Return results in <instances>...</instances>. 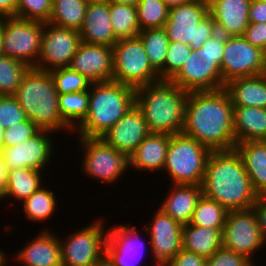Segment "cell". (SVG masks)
<instances>
[{
	"label": "cell",
	"mask_w": 266,
	"mask_h": 266,
	"mask_svg": "<svg viewBox=\"0 0 266 266\" xmlns=\"http://www.w3.org/2000/svg\"><path fill=\"white\" fill-rule=\"evenodd\" d=\"M53 0H17L16 16L28 20L48 22Z\"/></svg>",
	"instance_id": "40"
},
{
	"label": "cell",
	"mask_w": 266,
	"mask_h": 266,
	"mask_svg": "<svg viewBox=\"0 0 266 266\" xmlns=\"http://www.w3.org/2000/svg\"><path fill=\"white\" fill-rule=\"evenodd\" d=\"M17 0H0V16H16Z\"/></svg>",
	"instance_id": "50"
},
{
	"label": "cell",
	"mask_w": 266,
	"mask_h": 266,
	"mask_svg": "<svg viewBox=\"0 0 266 266\" xmlns=\"http://www.w3.org/2000/svg\"><path fill=\"white\" fill-rule=\"evenodd\" d=\"M209 14L214 19L218 33L243 36L249 25L252 0H207Z\"/></svg>",
	"instance_id": "21"
},
{
	"label": "cell",
	"mask_w": 266,
	"mask_h": 266,
	"mask_svg": "<svg viewBox=\"0 0 266 266\" xmlns=\"http://www.w3.org/2000/svg\"><path fill=\"white\" fill-rule=\"evenodd\" d=\"M40 130L35 123L26 118L23 122L4 130L3 148L15 146L36 135Z\"/></svg>",
	"instance_id": "43"
},
{
	"label": "cell",
	"mask_w": 266,
	"mask_h": 266,
	"mask_svg": "<svg viewBox=\"0 0 266 266\" xmlns=\"http://www.w3.org/2000/svg\"><path fill=\"white\" fill-rule=\"evenodd\" d=\"M251 208L256 215L261 235L266 244V197H259Z\"/></svg>",
	"instance_id": "48"
},
{
	"label": "cell",
	"mask_w": 266,
	"mask_h": 266,
	"mask_svg": "<svg viewBox=\"0 0 266 266\" xmlns=\"http://www.w3.org/2000/svg\"><path fill=\"white\" fill-rule=\"evenodd\" d=\"M136 10L140 31L163 28L169 15V8L162 0H140Z\"/></svg>",
	"instance_id": "37"
},
{
	"label": "cell",
	"mask_w": 266,
	"mask_h": 266,
	"mask_svg": "<svg viewBox=\"0 0 266 266\" xmlns=\"http://www.w3.org/2000/svg\"><path fill=\"white\" fill-rule=\"evenodd\" d=\"M46 188L47 186L44 187L42 185L37 191L20 203H23L21 205L23 206L22 210H24L25 216L30 221H46L56 212L57 200L55 192Z\"/></svg>",
	"instance_id": "34"
},
{
	"label": "cell",
	"mask_w": 266,
	"mask_h": 266,
	"mask_svg": "<svg viewBox=\"0 0 266 266\" xmlns=\"http://www.w3.org/2000/svg\"><path fill=\"white\" fill-rule=\"evenodd\" d=\"M43 172L30 168L8 171L7 186L0 195V200L3 202L2 199L14 198V200L21 203L45 183L41 179Z\"/></svg>",
	"instance_id": "30"
},
{
	"label": "cell",
	"mask_w": 266,
	"mask_h": 266,
	"mask_svg": "<svg viewBox=\"0 0 266 266\" xmlns=\"http://www.w3.org/2000/svg\"><path fill=\"white\" fill-rule=\"evenodd\" d=\"M233 107L236 144L247 141H266V108Z\"/></svg>",
	"instance_id": "28"
},
{
	"label": "cell",
	"mask_w": 266,
	"mask_h": 266,
	"mask_svg": "<svg viewBox=\"0 0 266 266\" xmlns=\"http://www.w3.org/2000/svg\"><path fill=\"white\" fill-rule=\"evenodd\" d=\"M224 88L233 106L266 108V73L233 79Z\"/></svg>",
	"instance_id": "27"
},
{
	"label": "cell",
	"mask_w": 266,
	"mask_h": 266,
	"mask_svg": "<svg viewBox=\"0 0 266 266\" xmlns=\"http://www.w3.org/2000/svg\"><path fill=\"white\" fill-rule=\"evenodd\" d=\"M146 50L152 67L159 73L160 80H164V63L170 40L164 28L141 30L138 34Z\"/></svg>",
	"instance_id": "32"
},
{
	"label": "cell",
	"mask_w": 266,
	"mask_h": 266,
	"mask_svg": "<svg viewBox=\"0 0 266 266\" xmlns=\"http://www.w3.org/2000/svg\"><path fill=\"white\" fill-rule=\"evenodd\" d=\"M79 33L82 42L112 47L118 40L110 20V2L89 0Z\"/></svg>",
	"instance_id": "22"
},
{
	"label": "cell",
	"mask_w": 266,
	"mask_h": 266,
	"mask_svg": "<svg viewBox=\"0 0 266 266\" xmlns=\"http://www.w3.org/2000/svg\"><path fill=\"white\" fill-rule=\"evenodd\" d=\"M203 194L200 185L173 184L159 208L182 225L190 223L198 200Z\"/></svg>",
	"instance_id": "25"
},
{
	"label": "cell",
	"mask_w": 266,
	"mask_h": 266,
	"mask_svg": "<svg viewBox=\"0 0 266 266\" xmlns=\"http://www.w3.org/2000/svg\"><path fill=\"white\" fill-rule=\"evenodd\" d=\"M8 257L6 256L5 252L0 250V265L6 260Z\"/></svg>",
	"instance_id": "57"
},
{
	"label": "cell",
	"mask_w": 266,
	"mask_h": 266,
	"mask_svg": "<svg viewBox=\"0 0 266 266\" xmlns=\"http://www.w3.org/2000/svg\"><path fill=\"white\" fill-rule=\"evenodd\" d=\"M228 210L202 194L195 207L190 224L205 228H224Z\"/></svg>",
	"instance_id": "36"
},
{
	"label": "cell",
	"mask_w": 266,
	"mask_h": 266,
	"mask_svg": "<svg viewBox=\"0 0 266 266\" xmlns=\"http://www.w3.org/2000/svg\"><path fill=\"white\" fill-rule=\"evenodd\" d=\"M55 234L49 229L40 230L16 253V261L21 262L22 266H62L60 240Z\"/></svg>",
	"instance_id": "23"
},
{
	"label": "cell",
	"mask_w": 266,
	"mask_h": 266,
	"mask_svg": "<svg viewBox=\"0 0 266 266\" xmlns=\"http://www.w3.org/2000/svg\"><path fill=\"white\" fill-rule=\"evenodd\" d=\"M191 52L190 45L170 42L164 63V80H171L179 72Z\"/></svg>",
	"instance_id": "41"
},
{
	"label": "cell",
	"mask_w": 266,
	"mask_h": 266,
	"mask_svg": "<svg viewBox=\"0 0 266 266\" xmlns=\"http://www.w3.org/2000/svg\"><path fill=\"white\" fill-rule=\"evenodd\" d=\"M189 92L212 91L223 88L221 67L192 51L179 72L170 80Z\"/></svg>",
	"instance_id": "17"
},
{
	"label": "cell",
	"mask_w": 266,
	"mask_h": 266,
	"mask_svg": "<svg viewBox=\"0 0 266 266\" xmlns=\"http://www.w3.org/2000/svg\"><path fill=\"white\" fill-rule=\"evenodd\" d=\"M112 49L113 81L134 89L160 81L139 36L118 40Z\"/></svg>",
	"instance_id": "8"
},
{
	"label": "cell",
	"mask_w": 266,
	"mask_h": 266,
	"mask_svg": "<svg viewBox=\"0 0 266 266\" xmlns=\"http://www.w3.org/2000/svg\"><path fill=\"white\" fill-rule=\"evenodd\" d=\"M163 28L170 42L185 43L195 52L217 33L214 19L209 14L207 0H195L170 8Z\"/></svg>",
	"instance_id": "7"
},
{
	"label": "cell",
	"mask_w": 266,
	"mask_h": 266,
	"mask_svg": "<svg viewBox=\"0 0 266 266\" xmlns=\"http://www.w3.org/2000/svg\"><path fill=\"white\" fill-rule=\"evenodd\" d=\"M244 255L221 247L206 259V266H256Z\"/></svg>",
	"instance_id": "44"
},
{
	"label": "cell",
	"mask_w": 266,
	"mask_h": 266,
	"mask_svg": "<svg viewBox=\"0 0 266 266\" xmlns=\"http://www.w3.org/2000/svg\"><path fill=\"white\" fill-rule=\"evenodd\" d=\"M266 73V53L252 46L243 36L226 37L221 74L223 88L236 78L252 77Z\"/></svg>",
	"instance_id": "12"
},
{
	"label": "cell",
	"mask_w": 266,
	"mask_h": 266,
	"mask_svg": "<svg viewBox=\"0 0 266 266\" xmlns=\"http://www.w3.org/2000/svg\"><path fill=\"white\" fill-rule=\"evenodd\" d=\"M163 266H206V258L181 249L173 259L166 262Z\"/></svg>",
	"instance_id": "47"
},
{
	"label": "cell",
	"mask_w": 266,
	"mask_h": 266,
	"mask_svg": "<svg viewBox=\"0 0 266 266\" xmlns=\"http://www.w3.org/2000/svg\"><path fill=\"white\" fill-rule=\"evenodd\" d=\"M23 62L12 57L0 56V95H14L22 77L28 71Z\"/></svg>",
	"instance_id": "38"
},
{
	"label": "cell",
	"mask_w": 266,
	"mask_h": 266,
	"mask_svg": "<svg viewBox=\"0 0 266 266\" xmlns=\"http://www.w3.org/2000/svg\"><path fill=\"white\" fill-rule=\"evenodd\" d=\"M225 40L226 36L217 32L196 51V54L207 60H214L221 67Z\"/></svg>",
	"instance_id": "45"
},
{
	"label": "cell",
	"mask_w": 266,
	"mask_h": 266,
	"mask_svg": "<svg viewBox=\"0 0 266 266\" xmlns=\"http://www.w3.org/2000/svg\"><path fill=\"white\" fill-rule=\"evenodd\" d=\"M211 150L184 133L171 134L163 170L172 184L202 186Z\"/></svg>",
	"instance_id": "6"
},
{
	"label": "cell",
	"mask_w": 266,
	"mask_h": 266,
	"mask_svg": "<svg viewBox=\"0 0 266 266\" xmlns=\"http://www.w3.org/2000/svg\"><path fill=\"white\" fill-rule=\"evenodd\" d=\"M26 118L41 130L73 132L59 111V94L49 71L29 68L13 95Z\"/></svg>",
	"instance_id": "4"
},
{
	"label": "cell",
	"mask_w": 266,
	"mask_h": 266,
	"mask_svg": "<svg viewBox=\"0 0 266 266\" xmlns=\"http://www.w3.org/2000/svg\"><path fill=\"white\" fill-rule=\"evenodd\" d=\"M249 23H266V3L252 0L249 11Z\"/></svg>",
	"instance_id": "49"
},
{
	"label": "cell",
	"mask_w": 266,
	"mask_h": 266,
	"mask_svg": "<svg viewBox=\"0 0 266 266\" xmlns=\"http://www.w3.org/2000/svg\"><path fill=\"white\" fill-rule=\"evenodd\" d=\"M107 1L116 4L136 6L140 0H107Z\"/></svg>",
	"instance_id": "53"
},
{
	"label": "cell",
	"mask_w": 266,
	"mask_h": 266,
	"mask_svg": "<svg viewBox=\"0 0 266 266\" xmlns=\"http://www.w3.org/2000/svg\"><path fill=\"white\" fill-rule=\"evenodd\" d=\"M53 132L47 130H40L36 135L23 142L7 148H2L0 155L3 157L8 171L30 168L38 171H45L52 155L56 150L54 146V139L49 137ZM53 141H52V140Z\"/></svg>",
	"instance_id": "15"
},
{
	"label": "cell",
	"mask_w": 266,
	"mask_h": 266,
	"mask_svg": "<svg viewBox=\"0 0 266 266\" xmlns=\"http://www.w3.org/2000/svg\"><path fill=\"white\" fill-rule=\"evenodd\" d=\"M135 92L131 86L116 81L92 83L89 110L74 130L77 137H101L133 106Z\"/></svg>",
	"instance_id": "5"
},
{
	"label": "cell",
	"mask_w": 266,
	"mask_h": 266,
	"mask_svg": "<svg viewBox=\"0 0 266 266\" xmlns=\"http://www.w3.org/2000/svg\"><path fill=\"white\" fill-rule=\"evenodd\" d=\"M26 119L24 110L13 95H0V125L10 128Z\"/></svg>",
	"instance_id": "42"
},
{
	"label": "cell",
	"mask_w": 266,
	"mask_h": 266,
	"mask_svg": "<svg viewBox=\"0 0 266 266\" xmlns=\"http://www.w3.org/2000/svg\"><path fill=\"white\" fill-rule=\"evenodd\" d=\"M162 1L170 9V8H174V7H177V6H181V5H185V4L191 3V2H193L195 0H162Z\"/></svg>",
	"instance_id": "52"
},
{
	"label": "cell",
	"mask_w": 266,
	"mask_h": 266,
	"mask_svg": "<svg viewBox=\"0 0 266 266\" xmlns=\"http://www.w3.org/2000/svg\"><path fill=\"white\" fill-rule=\"evenodd\" d=\"M89 0H53L49 23L80 31Z\"/></svg>",
	"instance_id": "31"
},
{
	"label": "cell",
	"mask_w": 266,
	"mask_h": 266,
	"mask_svg": "<svg viewBox=\"0 0 266 266\" xmlns=\"http://www.w3.org/2000/svg\"><path fill=\"white\" fill-rule=\"evenodd\" d=\"M243 37L254 47L266 53V23H249Z\"/></svg>",
	"instance_id": "46"
},
{
	"label": "cell",
	"mask_w": 266,
	"mask_h": 266,
	"mask_svg": "<svg viewBox=\"0 0 266 266\" xmlns=\"http://www.w3.org/2000/svg\"><path fill=\"white\" fill-rule=\"evenodd\" d=\"M81 42L79 31L44 23L39 58L34 68L50 71L68 67Z\"/></svg>",
	"instance_id": "14"
},
{
	"label": "cell",
	"mask_w": 266,
	"mask_h": 266,
	"mask_svg": "<svg viewBox=\"0 0 266 266\" xmlns=\"http://www.w3.org/2000/svg\"><path fill=\"white\" fill-rule=\"evenodd\" d=\"M3 55V17L0 16V56Z\"/></svg>",
	"instance_id": "54"
},
{
	"label": "cell",
	"mask_w": 266,
	"mask_h": 266,
	"mask_svg": "<svg viewBox=\"0 0 266 266\" xmlns=\"http://www.w3.org/2000/svg\"><path fill=\"white\" fill-rule=\"evenodd\" d=\"M235 149L242 158L257 196L266 197V141L237 143Z\"/></svg>",
	"instance_id": "26"
},
{
	"label": "cell",
	"mask_w": 266,
	"mask_h": 266,
	"mask_svg": "<svg viewBox=\"0 0 266 266\" xmlns=\"http://www.w3.org/2000/svg\"><path fill=\"white\" fill-rule=\"evenodd\" d=\"M222 231L223 228H205L190 223L185 224L182 230V249L207 259L223 247Z\"/></svg>",
	"instance_id": "29"
},
{
	"label": "cell",
	"mask_w": 266,
	"mask_h": 266,
	"mask_svg": "<svg viewBox=\"0 0 266 266\" xmlns=\"http://www.w3.org/2000/svg\"><path fill=\"white\" fill-rule=\"evenodd\" d=\"M92 83L107 82L113 78L112 47L81 42L69 66Z\"/></svg>",
	"instance_id": "19"
},
{
	"label": "cell",
	"mask_w": 266,
	"mask_h": 266,
	"mask_svg": "<svg viewBox=\"0 0 266 266\" xmlns=\"http://www.w3.org/2000/svg\"><path fill=\"white\" fill-rule=\"evenodd\" d=\"M101 217L79 231H74L65 241L59 237L62 266H96L105 257L108 231ZM106 233H105V232Z\"/></svg>",
	"instance_id": "10"
},
{
	"label": "cell",
	"mask_w": 266,
	"mask_h": 266,
	"mask_svg": "<svg viewBox=\"0 0 266 266\" xmlns=\"http://www.w3.org/2000/svg\"><path fill=\"white\" fill-rule=\"evenodd\" d=\"M49 72L53 77L58 94L87 91L92 84L85 76L69 67H60Z\"/></svg>",
	"instance_id": "39"
},
{
	"label": "cell",
	"mask_w": 266,
	"mask_h": 266,
	"mask_svg": "<svg viewBox=\"0 0 266 266\" xmlns=\"http://www.w3.org/2000/svg\"><path fill=\"white\" fill-rule=\"evenodd\" d=\"M89 110V90L59 94V111L63 121L74 131Z\"/></svg>",
	"instance_id": "33"
},
{
	"label": "cell",
	"mask_w": 266,
	"mask_h": 266,
	"mask_svg": "<svg viewBox=\"0 0 266 266\" xmlns=\"http://www.w3.org/2000/svg\"><path fill=\"white\" fill-rule=\"evenodd\" d=\"M188 92L170 80L141 86L135 104L142 111L150 133H181L184 126Z\"/></svg>",
	"instance_id": "3"
},
{
	"label": "cell",
	"mask_w": 266,
	"mask_h": 266,
	"mask_svg": "<svg viewBox=\"0 0 266 266\" xmlns=\"http://www.w3.org/2000/svg\"><path fill=\"white\" fill-rule=\"evenodd\" d=\"M4 128L0 125V151L3 148Z\"/></svg>",
	"instance_id": "56"
},
{
	"label": "cell",
	"mask_w": 266,
	"mask_h": 266,
	"mask_svg": "<svg viewBox=\"0 0 266 266\" xmlns=\"http://www.w3.org/2000/svg\"><path fill=\"white\" fill-rule=\"evenodd\" d=\"M149 133L142 111L135 104L100 138L130 157Z\"/></svg>",
	"instance_id": "20"
},
{
	"label": "cell",
	"mask_w": 266,
	"mask_h": 266,
	"mask_svg": "<svg viewBox=\"0 0 266 266\" xmlns=\"http://www.w3.org/2000/svg\"><path fill=\"white\" fill-rule=\"evenodd\" d=\"M8 181V169L7 165L0 155V195L5 191Z\"/></svg>",
	"instance_id": "51"
},
{
	"label": "cell",
	"mask_w": 266,
	"mask_h": 266,
	"mask_svg": "<svg viewBox=\"0 0 266 266\" xmlns=\"http://www.w3.org/2000/svg\"><path fill=\"white\" fill-rule=\"evenodd\" d=\"M202 189L228 211L250 209L259 198L235 148L211 151Z\"/></svg>",
	"instance_id": "2"
},
{
	"label": "cell",
	"mask_w": 266,
	"mask_h": 266,
	"mask_svg": "<svg viewBox=\"0 0 266 266\" xmlns=\"http://www.w3.org/2000/svg\"><path fill=\"white\" fill-rule=\"evenodd\" d=\"M151 221V226L145 225L143 230L149 234L148 242L153 261L158 266H163L182 249L183 225L160 208L157 209Z\"/></svg>",
	"instance_id": "16"
},
{
	"label": "cell",
	"mask_w": 266,
	"mask_h": 266,
	"mask_svg": "<svg viewBox=\"0 0 266 266\" xmlns=\"http://www.w3.org/2000/svg\"><path fill=\"white\" fill-rule=\"evenodd\" d=\"M222 235L224 248L244 255L253 263L257 250L265 246L252 208L229 211Z\"/></svg>",
	"instance_id": "13"
},
{
	"label": "cell",
	"mask_w": 266,
	"mask_h": 266,
	"mask_svg": "<svg viewBox=\"0 0 266 266\" xmlns=\"http://www.w3.org/2000/svg\"><path fill=\"white\" fill-rule=\"evenodd\" d=\"M43 31L44 22L18 16L3 17V55L34 68L39 58Z\"/></svg>",
	"instance_id": "11"
},
{
	"label": "cell",
	"mask_w": 266,
	"mask_h": 266,
	"mask_svg": "<svg viewBox=\"0 0 266 266\" xmlns=\"http://www.w3.org/2000/svg\"><path fill=\"white\" fill-rule=\"evenodd\" d=\"M9 264H7V259L0 265V266H7Z\"/></svg>",
	"instance_id": "58"
},
{
	"label": "cell",
	"mask_w": 266,
	"mask_h": 266,
	"mask_svg": "<svg viewBox=\"0 0 266 266\" xmlns=\"http://www.w3.org/2000/svg\"><path fill=\"white\" fill-rule=\"evenodd\" d=\"M233 116L234 107L225 88L189 92L182 133L211 151L234 149Z\"/></svg>",
	"instance_id": "1"
},
{
	"label": "cell",
	"mask_w": 266,
	"mask_h": 266,
	"mask_svg": "<svg viewBox=\"0 0 266 266\" xmlns=\"http://www.w3.org/2000/svg\"><path fill=\"white\" fill-rule=\"evenodd\" d=\"M110 20L117 40L136 37L140 32L136 6L110 2Z\"/></svg>",
	"instance_id": "35"
},
{
	"label": "cell",
	"mask_w": 266,
	"mask_h": 266,
	"mask_svg": "<svg viewBox=\"0 0 266 266\" xmlns=\"http://www.w3.org/2000/svg\"><path fill=\"white\" fill-rule=\"evenodd\" d=\"M171 134L149 133L129 157L130 167L139 171H163Z\"/></svg>",
	"instance_id": "24"
},
{
	"label": "cell",
	"mask_w": 266,
	"mask_h": 266,
	"mask_svg": "<svg viewBox=\"0 0 266 266\" xmlns=\"http://www.w3.org/2000/svg\"><path fill=\"white\" fill-rule=\"evenodd\" d=\"M112 227L108 230L105 257L115 266H144L138 264L145 250L138 233L140 229L127 224Z\"/></svg>",
	"instance_id": "18"
},
{
	"label": "cell",
	"mask_w": 266,
	"mask_h": 266,
	"mask_svg": "<svg viewBox=\"0 0 266 266\" xmlns=\"http://www.w3.org/2000/svg\"><path fill=\"white\" fill-rule=\"evenodd\" d=\"M96 266H115L106 257H104Z\"/></svg>",
	"instance_id": "55"
},
{
	"label": "cell",
	"mask_w": 266,
	"mask_h": 266,
	"mask_svg": "<svg viewBox=\"0 0 266 266\" xmlns=\"http://www.w3.org/2000/svg\"><path fill=\"white\" fill-rule=\"evenodd\" d=\"M78 140L81 144L79 147L82 148L81 153L85 152L82 169L87 177L112 185L130 168L129 156L117 151L102 138L78 137Z\"/></svg>",
	"instance_id": "9"
}]
</instances>
